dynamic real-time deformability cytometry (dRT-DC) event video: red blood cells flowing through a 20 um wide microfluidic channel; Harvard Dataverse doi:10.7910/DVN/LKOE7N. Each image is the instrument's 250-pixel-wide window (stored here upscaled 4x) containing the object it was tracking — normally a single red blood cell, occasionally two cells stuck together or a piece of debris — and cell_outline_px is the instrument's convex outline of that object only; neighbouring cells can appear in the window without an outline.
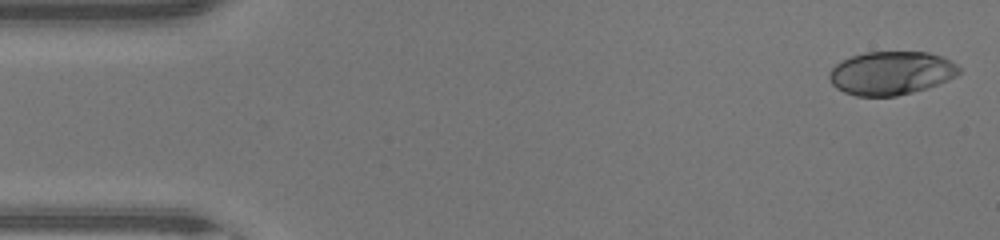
{"species": "human", "species_latin": "Homo sapiens", "temperature_condition": "warm", "stored_images_in_passage": 45, "camera_frame_rate_fps": 3000, "um_per_image_px": 0.085, "donor": {"sex": "male"}, "frame": {"image": 1, "passage_image": 1, "time_ms": 0.0, "image_size_px": [1000, 240], "cell_outline_px": [[960, 72], [956, 76], [948, 80], [912, 92], [896, 96], [856, 96], [844, 92], [836, 88], [832, 84], [828, 76], [828, 72], [836, 64], [852, 56], [864, 52], [928, 52], [952, 60], [960, 68]], "centroid_in_image_um": [75.73, 6.21], "position_along_channel_um": 9.3, "area_um2": 32.77}}
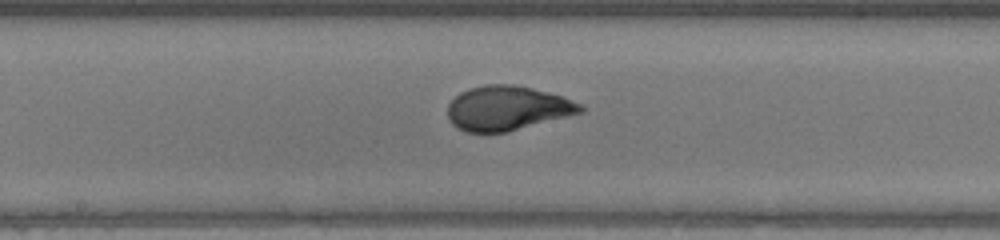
{"frame": {"image": 2, "passage_image": 23, "time_ms": 7.333, "image_size_px": [1000, 240], "cell_outline_px": [[584, 112], [508, 132], [464, 132], [456, 128], [448, 120], [448, 104], [460, 92], [468, 88], [484, 84], [516, 84], [564, 96], [584, 104]], "centroid_in_image_um": [43.14, 9.19], "position_along_channel_um": 205.1, "area_um2": 34.91}}
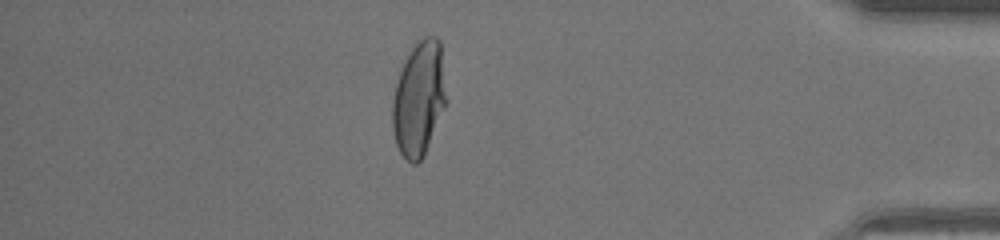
{"frame": {"image": 3, "passage_image": 39, "time_ms": 12.667, "image_size_px": [1000, 240], "cell_outline_px": [[448, 100], [424, 156], [416, 164], [412, 164], [400, 152], [396, 144], [392, 128], [392, 100], [400, 68], [412, 48], [424, 36], [436, 36], [440, 40]], "centroid_in_image_um": [35.62, 8.38], "position_along_channel_um": 399.6, "area_um2": 36.3}, "authors_computed_cell_mechanics": {"area_um2": 34.102, "velocity_mm_per_s": 4.4872, "shape_relaxation_time_tau1_ms": 3.7741, "shape_relaxation_time_tau2_ms": null, "deformation_change_tau1": 0.2203, "deformation_change_tau2": null}}